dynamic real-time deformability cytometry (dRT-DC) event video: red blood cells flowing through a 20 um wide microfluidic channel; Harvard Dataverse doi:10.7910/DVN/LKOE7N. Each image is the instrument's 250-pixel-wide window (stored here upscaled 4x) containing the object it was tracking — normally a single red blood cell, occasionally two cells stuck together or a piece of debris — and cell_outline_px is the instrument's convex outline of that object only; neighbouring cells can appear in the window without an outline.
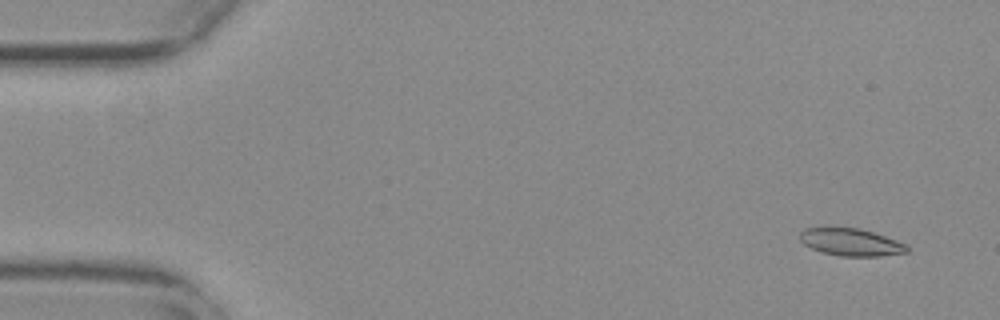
{"species": "common noctule bat (a hibernating species)", "species_latin": "Nyctalus noctula", "temperature_condition": "warm", "stored_images_in_passage": 15, "camera_frame_rate_fps": 3000, "um_per_image_px": 0.085, "animal": {"sex": "female", "body_mass_g": 29.2, "forearm_length_mm": 56.3}, "frame": {"image": 1, "passage_image": 1, "time_ms": 0.0, "image_size_px": [1000, 320], "cell_outline_px": [[908, 252], [880, 256], [840, 256], [820, 252], [804, 244], [800, 240], [800, 232], [804, 228], [824, 224], [860, 228], [908, 244]], "centroid_in_image_um": [72.25, 20.53], "position_along_channel_um": 12.8, "area_um2": 17.8}}
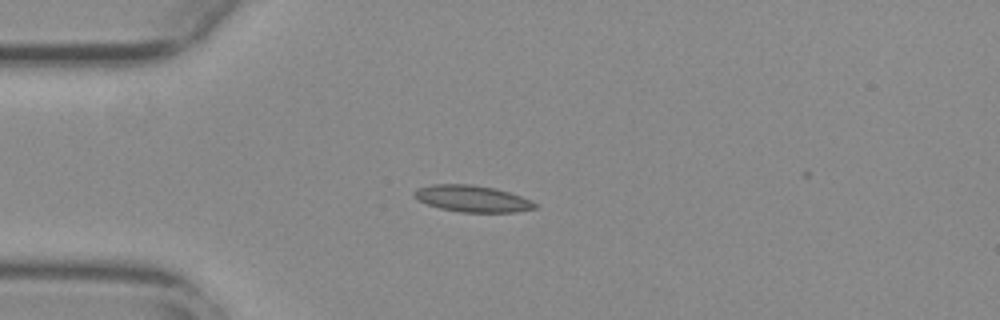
{"frame": {"image": 2, "passage_image": 12, "time_ms": 3.667, "image_size_px": [1000, 320], "cell_outline_px": [[536, 208], [516, 212], [460, 212], [440, 208], [428, 204], [412, 196], [412, 192], [416, 188], [432, 184], [472, 184], [496, 188], [520, 196], [536, 204]], "centroid_in_image_um": [40.09, 16.87], "position_along_channel_um": 44.9, "area_um2": 18.61}}